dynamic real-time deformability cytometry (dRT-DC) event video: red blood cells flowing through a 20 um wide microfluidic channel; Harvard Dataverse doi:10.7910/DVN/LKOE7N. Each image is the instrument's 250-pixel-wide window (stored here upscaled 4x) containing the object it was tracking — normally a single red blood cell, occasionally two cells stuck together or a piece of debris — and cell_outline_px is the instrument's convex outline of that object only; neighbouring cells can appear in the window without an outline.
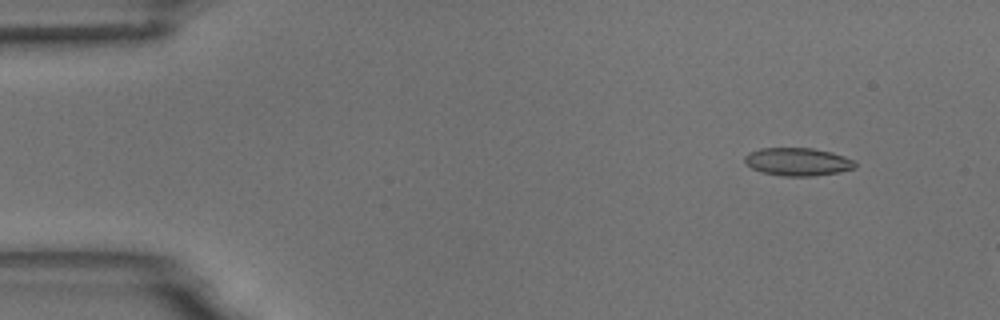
{"species": "common noctule bat (a hibernating species)", "species_latin": "Nyctalus noctula", "temperature_condition": "room temperature", "stored_images_in_passage": 16, "camera_frame_rate_fps": 3000, "um_per_image_px": 0.085, "animal": {"sex": "male", "body_mass_g": 18.8}, "frame": {"image": 1, "passage_image": 6, "time_ms": 1.667, "image_size_px": [1000, 320], "cell_outline_px": [[856, 168], [840, 172], [812, 176], [784, 176], [760, 172], [752, 168], [744, 160], [744, 156], [748, 152], [760, 148], [812, 148], [832, 152], [844, 156], [852, 160], [856, 164]], "centroid_in_image_um": [67.8, 13.75], "position_along_channel_um": 17.2, "area_um2": 18.03}}